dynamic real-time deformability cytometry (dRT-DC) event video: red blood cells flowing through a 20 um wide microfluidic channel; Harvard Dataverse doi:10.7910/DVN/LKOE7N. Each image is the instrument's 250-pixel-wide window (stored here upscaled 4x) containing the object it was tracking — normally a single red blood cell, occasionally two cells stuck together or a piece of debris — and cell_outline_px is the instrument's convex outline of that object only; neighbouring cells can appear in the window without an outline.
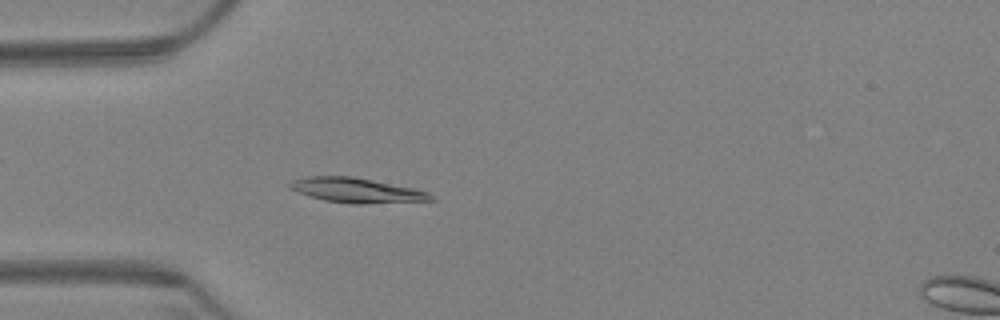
{"species": "Egyptian fruit bat (a non-hibernating species)", "species_latin": "Rousettus aegyptiacus", "temperature_condition": "warm", "stored_images_in_passage": 18, "camera_frame_rate_fps": 3000, "um_per_image_px": 0.085, "animal": {"sex": "female"}, "frame": {"image": 1, "passage_image": 18, "time_ms": 5.667, "image_size_px": [1000, 320], "cell_outline_px": [[436, 200], [364, 204], [352, 204], [324, 200], [296, 192], [288, 188], [288, 184], [292, 180], [308, 176], [352, 176], [412, 188], [428, 192], [436, 196]], "centroid_in_image_um": [30.3, 16.18], "position_along_channel_um": 54.7, "area_um2": 20.4}}